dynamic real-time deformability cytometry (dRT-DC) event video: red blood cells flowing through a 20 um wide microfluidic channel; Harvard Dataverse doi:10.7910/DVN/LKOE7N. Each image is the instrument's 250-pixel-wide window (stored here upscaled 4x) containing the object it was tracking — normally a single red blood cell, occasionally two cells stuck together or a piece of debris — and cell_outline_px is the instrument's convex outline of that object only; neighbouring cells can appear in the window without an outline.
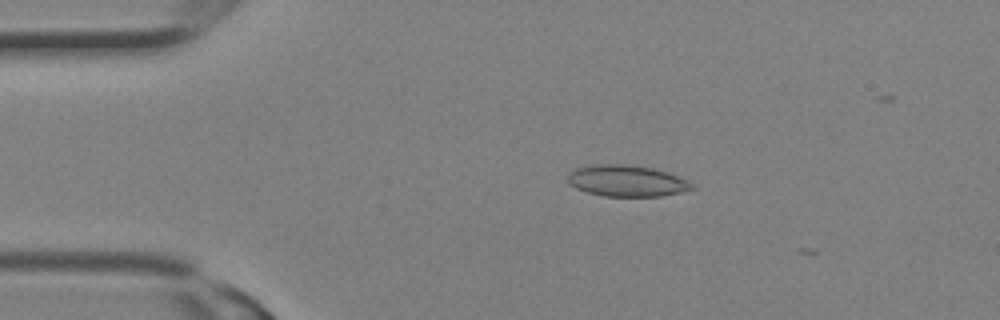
{"species": "Egyptian fruit bat (a non-hibernating species)", "species_latin": "Rousettus aegyptiacus", "temperature_condition": "room temperature", "stored_images_in_passage": 3, "camera_frame_rate_fps": 3000, "um_per_image_px": 0.085, "animal": {"sex": "female"}, "frame": {"image": 1, "passage_image": 2, "time_ms": 0.333, "image_size_px": [1000, 320], "cell_outline_px": [[696, 188], [680, 192], [660, 196], [604, 196], [588, 192], [576, 188], [568, 184], [568, 172], [576, 168], [596, 164], [624, 164], [652, 168], [668, 172], [692, 184]], "centroid_in_image_um": [53.23, 15.37], "position_along_channel_um": 31.8, "area_um2": 22.48}}